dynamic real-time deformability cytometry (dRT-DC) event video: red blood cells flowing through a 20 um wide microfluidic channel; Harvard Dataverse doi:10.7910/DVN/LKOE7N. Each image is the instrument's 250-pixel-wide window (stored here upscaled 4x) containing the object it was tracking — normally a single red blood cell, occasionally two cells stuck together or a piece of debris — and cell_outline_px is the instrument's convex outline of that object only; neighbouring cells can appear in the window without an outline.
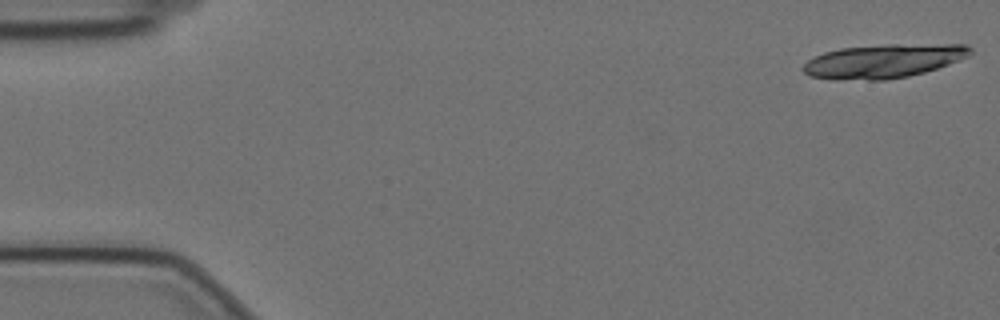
{"species": "Egyptian fruit bat (a non-hibernating species)", "species_latin": "Rousettus aegyptiacus", "temperature_condition": "cold", "stored_images_in_passage": 19, "camera_frame_rate_fps": 3000, "um_per_image_px": 0.085, "animal": {"sex": "female"}, "frame": {"image": 1, "passage_image": 1, "time_ms": 0.0, "image_size_px": [1000, 320], "cell_outline_px": [[972, 52], [968, 56], [948, 64], [924, 72], [908, 76], [884, 80], [836, 80], [808, 76], [800, 68], [808, 60], [824, 52], [840, 48], [888, 44], [968, 44], [972, 48]], "centroid_in_image_um": [75.07, 5.19], "position_along_channel_um": 9.9, "area_um2": 33.12}}